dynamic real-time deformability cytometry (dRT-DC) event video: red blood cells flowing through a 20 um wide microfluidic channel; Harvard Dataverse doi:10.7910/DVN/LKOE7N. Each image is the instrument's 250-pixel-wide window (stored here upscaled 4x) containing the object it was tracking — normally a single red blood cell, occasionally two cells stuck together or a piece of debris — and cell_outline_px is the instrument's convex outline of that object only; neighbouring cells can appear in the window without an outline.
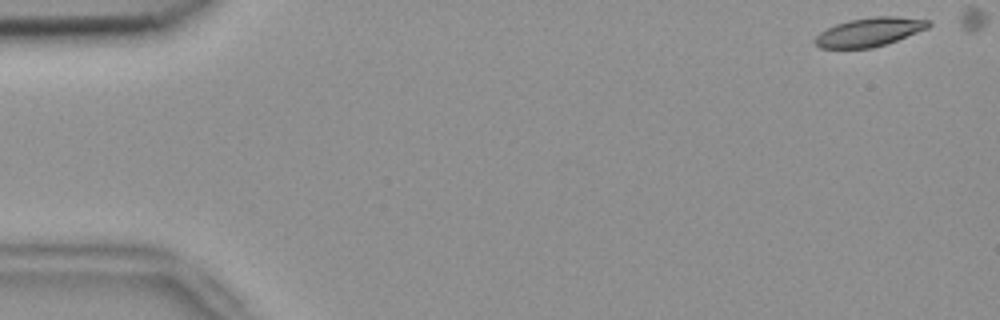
{"species": "common noctule bat (a hibernating species)", "species_latin": "Nyctalus noctula", "temperature_condition": "room temperature", "stored_images_in_passage": 48, "camera_frame_rate_fps": 3000, "um_per_image_px": 0.085, "animal": {"sex": "female", "body_mass_g": 18.4}, "frame": {"image": 1, "passage_image": 1, "time_ms": 0.0, "image_size_px": [1000, 320], "cell_outline_px": [[932, 24], [928, 28], [896, 40], [872, 48], [820, 48], [812, 44], [812, 40], [820, 32], [836, 24], [848, 20], [876, 16], [896, 16], [928, 20]], "centroid_in_image_um": [73.85, 2.72], "position_along_channel_um": 11.1, "area_um2": 18.96}}
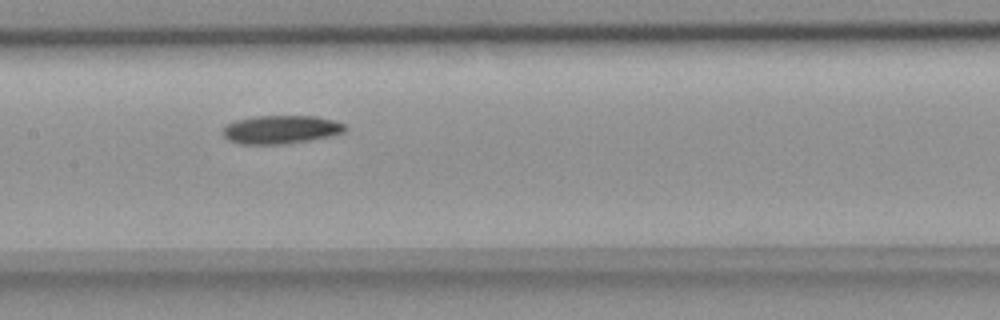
{"frame": {"image": 2, "passage_image": 25, "time_ms": 8.0, "image_size_px": [1000, 320], "cell_outline_px": [[344, 132], [332, 136], [284, 144], [240, 144], [228, 140], [220, 132], [224, 124], [236, 120], [256, 116], [316, 116], [332, 120], [344, 124]], "centroid_in_image_um": [23.8, 11.01], "position_along_channel_um": 183.6, "area_um2": 20.29}}
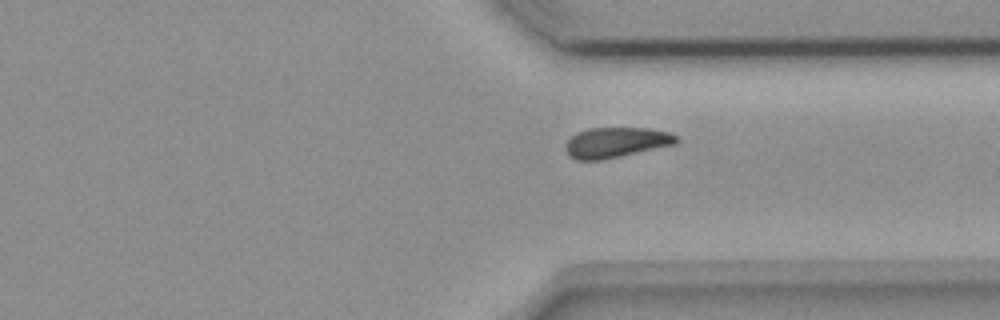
{"frame": {"image": 3, "passage_image": 39, "time_ms": 12.667, "image_size_px": [1000, 320], "cell_outline_px": [[680, 140], [676, 144], [620, 156], [600, 160], [576, 160], [568, 156], [564, 148], [564, 144], [576, 132], [588, 128], [648, 128], [668, 132], [676, 136]], "centroid_in_image_um": [52.32, 12.11], "position_along_channel_um": 359.1, "area_um2": 19.65}, "authors_computed_cell_mechanics": {"area_um2": 19.9121, "velocity_mm_per_s": 3.7429, "shape_relaxation_time_tau1_ms": 4.9595, "shape_relaxation_time_tau2_ms": null, "deformation_change_tau1": 0.133, "deformation_change_tau2": null}}